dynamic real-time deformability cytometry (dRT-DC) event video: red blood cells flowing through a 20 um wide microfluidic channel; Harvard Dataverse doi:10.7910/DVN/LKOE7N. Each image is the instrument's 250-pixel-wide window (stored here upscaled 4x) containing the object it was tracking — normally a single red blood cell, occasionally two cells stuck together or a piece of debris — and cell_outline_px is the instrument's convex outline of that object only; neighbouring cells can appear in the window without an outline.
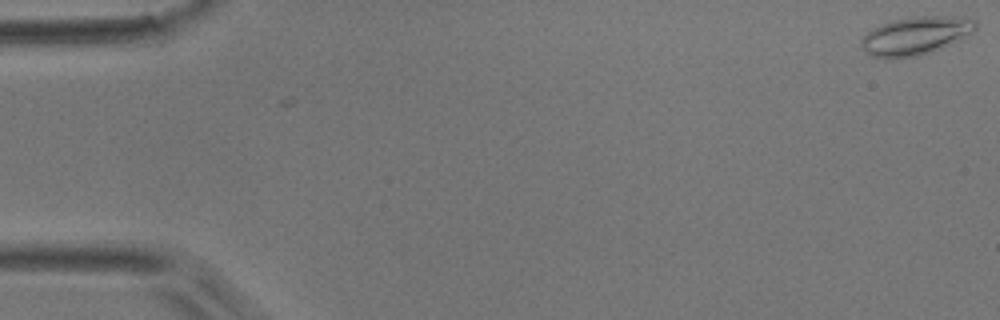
{"species": "common noctule bat (a hibernating species)", "species_latin": "Nyctalus noctula", "temperature_condition": "room temperature", "stored_images_in_passage": 5, "camera_frame_rate_fps": 3000, "um_per_image_px": 0.085, "animal": {"sex": "male", "body_mass_g": 17.9}, "frame": {"image": 1, "passage_image": 1, "time_ms": 0.0, "image_size_px": [1000, 320], "cell_outline_px": [[976, 28], [956, 40], [920, 56], [888, 60], [872, 56], [864, 52], [860, 44], [860, 40], [872, 28], [880, 24], [892, 20], [920, 16], [952, 16], [976, 20]], "centroid_in_image_um": [77.71, 3.06], "position_along_channel_um": 7.3, "area_um2": 25.2}}